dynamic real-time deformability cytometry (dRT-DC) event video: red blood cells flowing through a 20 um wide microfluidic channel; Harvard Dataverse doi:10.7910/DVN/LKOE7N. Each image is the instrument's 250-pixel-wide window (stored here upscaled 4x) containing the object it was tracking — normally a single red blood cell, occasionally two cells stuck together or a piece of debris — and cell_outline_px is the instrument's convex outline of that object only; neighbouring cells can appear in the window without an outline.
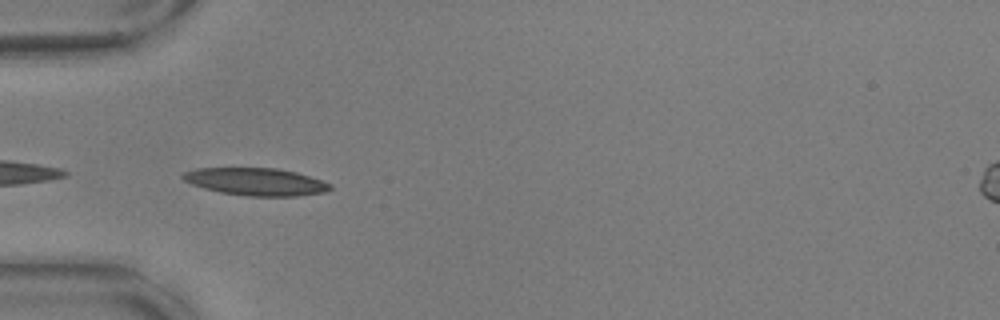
{"species": "common noctule bat (a hibernating species)", "species_latin": "Nyctalus noctula", "temperature_condition": "warm", "stored_images_in_passage": 35, "camera_frame_rate_fps": 3000, "um_per_image_px": 0.085, "animal": {"sex": "male", "body_mass_g": 17.9, "forearm_length_mm": 54.2}, "frame": {"image": 1, "passage_image": 1, "time_ms": 0.0, "image_size_px": [1000, 320], "cell_outline_px": [[332, 188], [324, 192], [296, 196], [248, 196], [220, 192], [204, 188], [192, 184], [184, 180], [180, 176], [184, 172], [196, 168], [276, 168], [296, 172], [332, 184]], "centroid_in_image_um": [21.73, 15.44], "position_along_channel_um": 63.3, "area_um2": 23.47}, "authors_computed_cell_mechanics": {"area_um2": 21.8484, "velocity_mm_per_s": 3.6185, "shape_relaxation_time_tau1_ms": 5.1697, "shape_relaxation_time_tau2_ms": 2.7724, "deformation_change_tau1": 0.136, "deformation_change_tau2": 0.0795}}